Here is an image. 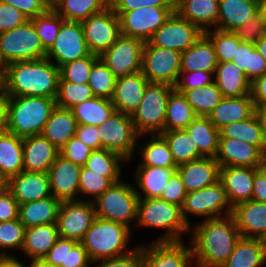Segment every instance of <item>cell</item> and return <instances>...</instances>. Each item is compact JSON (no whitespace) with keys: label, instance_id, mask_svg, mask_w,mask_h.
<instances>
[{"label":"cell","instance_id":"cell-1","mask_svg":"<svg viewBox=\"0 0 266 267\" xmlns=\"http://www.w3.org/2000/svg\"><path fill=\"white\" fill-rule=\"evenodd\" d=\"M190 230L196 267H221L241 238L232 215L204 220Z\"/></svg>","mask_w":266,"mask_h":267},{"label":"cell","instance_id":"cell-2","mask_svg":"<svg viewBox=\"0 0 266 267\" xmlns=\"http://www.w3.org/2000/svg\"><path fill=\"white\" fill-rule=\"evenodd\" d=\"M60 68L47 58L6 65L7 97L36 96L56 99Z\"/></svg>","mask_w":266,"mask_h":267},{"label":"cell","instance_id":"cell-3","mask_svg":"<svg viewBox=\"0 0 266 267\" xmlns=\"http://www.w3.org/2000/svg\"><path fill=\"white\" fill-rule=\"evenodd\" d=\"M55 107L53 98L7 97V131L20 138L39 135Z\"/></svg>","mask_w":266,"mask_h":267},{"label":"cell","instance_id":"cell-4","mask_svg":"<svg viewBox=\"0 0 266 267\" xmlns=\"http://www.w3.org/2000/svg\"><path fill=\"white\" fill-rule=\"evenodd\" d=\"M136 225L164 228L165 234L155 241H181L182 233H190V227L184 221L180 206L155 198H139Z\"/></svg>","mask_w":266,"mask_h":267},{"label":"cell","instance_id":"cell-5","mask_svg":"<svg viewBox=\"0 0 266 267\" xmlns=\"http://www.w3.org/2000/svg\"><path fill=\"white\" fill-rule=\"evenodd\" d=\"M130 236V228L127 226L96 217L81 244L87 250L90 260L95 263L130 252L132 249L126 250Z\"/></svg>","mask_w":266,"mask_h":267},{"label":"cell","instance_id":"cell-6","mask_svg":"<svg viewBox=\"0 0 266 267\" xmlns=\"http://www.w3.org/2000/svg\"><path fill=\"white\" fill-rule=\"evenodd\" d=\"M139 196L137 189L123 181L112 184L93 203L96 217L121 223L131 229L136 221Z\"/></svg>","mask_w":266,"mask_h":267},{"label":"cell","instance_id":"cell-7","mask_svg":"<svg viewBox=\"0 0 266 267\" xmlns=\"http://www.w3.org/2000/svg\"><path fill=\"white\" fill-rule=\"evenodd\" d=\"M174 87L165 83H149L142 101L131 115L137 133L161 134L164 132L167 102Z\"/></svg>","mask_w":266,"mask_h":267},{"label":"cell","instance_id":"cell-8","mask_svg":"<svg viewBox=\"0 0 266 267\" xmlns=\"http://www.w3.org/2000/svg\"><path fill=\"white\" fill-rule=\"evenodd\" d=\"M41 58H46V51L31 19L10 31L0 33V59L5 66L16 61Z\"/></svg>","mask_w":266,"mask_h":267},{"label":"cell","instance_id":"cell-9","mask_svg":"<svg viewBox=\"0 0 266 267\" xmlns=\"http://www.w3.org/2000/svg\"><path fill=\"white\" fill-rule=\"evenodd\" d=\"M101 149L119 154L126 161L134 155L140 136L131 115L115 111L101 126H98Z\"/></svg>","mask_w":266,"mask_h":267},{"label":"cell","instance_id":"cell-10","mask_svg":"<svg viewBox=\"0 0 266 267\" xmlns=\"http://www.w3.org/2000/svg\"><path fill=\"white\" fill-rule=\"evenodd\" d=\"M181 209L184 221L190 227L191 223L187 217L189 213L191 215L204 216L206 217L205 220H208L232 215L233 211L220 180L206 188L187 193ZM222 214L224 215L221 216Z\"/></svg>","mask_w":266,"mask_h":267},{"label":"cell","instance_id":"cell-11","mask_svg":"<svg viewBox=\"0 0 266 267\" xmlns=\"http://www.w3.org/2000/svg\"><path fill=\"white\" fill-rule=\"evenodd\" d=\"M119 18L121 34L148 42L154 32L174 12V7H140L132 11H114Z\"/></svg>","mask_w":266,"mask_h":267},{"label":"cell","instance_id":"cell-12","mask_svg":"<svg viewBox=\"0 0 266 267\" xmlns=\"http://www.w3.org/2000/svg\"><path fill=\"white\" fill-rule=\"evenodd\" d=\"M141 72L150 83L174 86L181 72V53L145 42Z\"/></svg>","mask_w":266,"mask_h":267},{"label":"cell","instance_id":"cell-13","mask_svg":"<svg viewBox=\"0 0 266 267\" xmlns=\"http://www.w3.org/2000/svg\"><path fill=\"white\" fill-rule=\"evenodd\" d=\"M96 218L93 201H61L57 215L59 237L81 242Z\"/></svg>","mask_w":266,"mask_h":267},{"label":"cell","instance_id":"cell-14","mask_svg":"<svg viewBox=\"0 0 266 267\" xmlns=\"http://www.w3.org/2000/svg\"><path fill=\"white\" fill-rule=\"evenodd\" d=\"M84 38L91 54L100 56L121 35L119 18L111 6L81 21Z\"/></svg>","mask_w":266,"mask_h":267},{"label":"cell","instance_id":"cell-15","mask_svg":"<svg viewBox=\"0 0 266 267\" xmlns=\"http://www.w3.org/2000/svg\"><path fill=\"white\" fill-rule=\"evenodd\" d=\"M144 42L140 39L120 35L116 42L99 58L118 77L141 71Z\"/></svg>","mask_w":266,"mask_h":267},{"label":"cell","instance_id":"cell-16","mask_svg":"<svg viewBox=\"0 0 266 267\" xmlns=\"http://www.w3.org/2000/svg\"><path fill=\"white\" fill-rule=\"evenodd\" d=\"M90 54L87 47L81 22L64 20L56 40L46 52V58L56 61L60 68L65 63L75 61Z\"/></svg>","mask_w":266,"mask_h":267},{"label":"cell","instance_id":"cell-17","mask_svg":"<svg viewBox=\"0 0 266 267\" xmlns=\"http://www.w3.org/2000/svg\"><path fill=\"white\" fill-rule=\"evenodd\" d=\"M202 32L195 24L179 16L175 11L149 39L153 46L186 51L201 37Z\"/></svg>","mask_w":266,"mask_h":267},{"label":"cell","instance_id":"cell-18","mask_svg":"<svg viewBox=\"0 0 266 267\" xmlns=\"http://www.w3.org/2000/svg\"><path fill=\"white\" fill-rule=\"evenodd\" d=\"M184 241H154L143 248V267H189L194 263L192 247Z\"/></svg>","mask_w":266,"mask_h":267},{"label":"cell","instance_id":"cell-19","mask_svg":"<svg viewBox=\"0 0 266 267\" xmlns=\"http://www.w3.org/2000/svg\"><path fill=\"white\" fill-rule=\"evenodd\" d=\"M215 159L220 167L263 168L266 166V154L259 147L239 139L219 138L218 153Z\"/></svg>","mask_w":266,"mask_h":267},{"label":"cell","instance_id":"cell-20","mask_svg":"<svg viewBox=\"0 0 266 267\" xmlns=\"http://www.w3.org/2000/svg\"><path fill=\"white\" fill-rule=\"evenodd\" d=\"M81 169L82 166L59 155L48 170L51 194L60 201L78 200Z\"/></svg>","mask_w":266,"mask_h":267},{"label":"cell","instance_id":"cell-21","mask_svg":"<svg viewBox=\"0 0 266 267\" xmlns=\"http://www.w3.org/2000/svg\"><path fill=\"white\" fill-rule=\"evenodd\" d=\"M187 193L206 188L220 179V165L214 157H202L177 167Z\"/></svg>","mask_w":266,"mask_h":267},{"label":"cell","instance_id":"cell-22","mask_svg":"<svg viewBox=\"0 0 266 267\" xmlns=\"http://www.w3.org/2000/svg\"><path fill=\"white\" fill-rule=\"evenodd\" d=\"M260 168L230 166L220 167V181L231 206L252 200L255 173Z\"/></svg>","mask_w":266,"mask_h":267},{"label":"cell","instance_id":"cell-23","mask_svg":"<svg viewBox=\"0 0 266 267\" xmlns=\"http://www.w3.org/2000/svg\"><path fill=\"white\" fill-rule=\"evenodd\" d=\"M149 83L141 71L118 77L111 99L116 111L132 115L140 105Z\"/></svg>","mask_w":266,"mask_h":267},{"label":"cell","instance_id":"cell-24","mask_svg":"<svg viewBox=\"0 0 266 267\" xmlns=\"http://www.w3.org/2000/svg\"><path fill=\"white\" fill-rule=\"evenodd\" d=\"M232 216L241 237L266 240V203L254 200L238 203Z\"/></svg>","mask_w":266,"mask_h":267},{"label":"cell","instance_id":"cell-25","mask_svg":"<svg viewBox=\"0 0 266 267\" xmlns=\"http://www.w3.org/2000/svg\"><path fill=\"white\" fill-rule=\"evenodd\" d=\"M8 191L20 204L52 196L48 173L21 171L8 179Z\"/></svg>","mask_w":266,"mask_h":267},{"label":"cell","instance_id":"cell-26","mask_svg":"<svg viewBox=\"0 0 266 267\" xmlns=\"http://www.w3.org/2000/svg\"><path fill=\"white\" fill-rule=\"evenodd\" d=\"M59 149L41 134L23 138V171L48 173Z\"/></svg>","mask_w":266,"mask_h":267},{"label":"cell","instance_id":"cell-27","mask_svg":"<svg viewBox=\"0 0 266 267\" xmlns=\"http://www.w3.org/2000/svg\"><path fill=\"white\" fill-rule=\"evenodd\" d=\"M174 11L202 32L210 30V26L217 29L219 0H175Z\"/></svg>","mask_w":266,"mask_h":267},{"label":"cell","instance_id":"cell-28","mask_svg":"<svg viewBox=\"0 0 266 267\" xmlns=\"http://www.w3.org/2000/svg\"><path fill=\"white\" fill-rule=\"evenodd\" d=\"M255 113L251 94L247 96L223 97L209 115L211 123L219 130L230 123L246 120Z\"/></svg>","mask_w":266,"mask_h":267},{"label":"cell","instance_id":"cell-29","mask_svg":"<svg viewBox=\"0 0 266 267\" xmlns=\"http://www.w3.org/2000/svg\"><path fill=\"white\" fill-rule=\"evenodd\" d=\"M217 65L214 46L204 33L194 45L181 53V72L214 73Z\"/></svg>","mask_w":266,"mask_h":267},{"label":"cell","instance_id":"cell-30","mask_svg":"<svg viewBox=\"0 0 266 267\" xmlns=\"http://www.w3.org/2000/svg\"><path fill=\"white\" fill-rule=\"evenodd\" d=\"M258 11V0H219L217 29L233 32Z\"/></svg>","mask_w":266,"mask_h":267},{"label":"cell","instance_id":"cell-31","mask_svg":"<svg viewBox=\"0 0 266 267\" xmlns=\"http://www.w3.org/2000/svg\"><path fill=\"white\" fill-rule=\"evenodd\" d=\"M77 122L71 109L55 107L41 133L51 144L61 149L76 135Z\"/></svg>","mask_w":266,"mask_h":267},{"label":"cell","instance_id":"cell-32","mask_svg":"<svg viewBox=\"0 0 266 267\" xmlns=\"http://www.w3.org/2000/svg\"><path fill=\"white\" fill-rule=\"evenodd\" d=\"M214 77L223 97L247 96L251 92V82L233 62L218 63Z\"/></svg>","mask_w":266,"mask_h":267},{"label":"cell","instance_id":"cell-33","mask_svg":"<svg viewBox=\"0 0 266 267\" xmlns=\"http://www.w3.org/2000/svg\"><path fill=\"white\" fill-rule=\"evenodd\" d=\"M266 262V240L241 237L221 267H261Z\"/></svg>","mask_w":266,"mask_h":267},{"label":"cell","instance_id":"cell-34","mask_svg":"<svg viewBox=\"0 0 266 267\" xmlns=\"http://www.w3.org/2000/svg\"><path fill=\"white\" fill-rule=\"evenodd\" d=\"M60 203L61 201L52 195L20 204L19 220L26 228L56 223Z\"/></svg>","mask_w":266,"mask_h":267},{"label":"cell","instance_id":"cell-35","mask_svg":"<svg viewBox=\"0 0 266 267\" xmlns=\"http://www.w3.org/2000/svg\"><path fill=\"white\" fill-rule=\"evenodd\" d=\"M59 238L56 223L26 228L21 249L30 260L43 259Z\"/></svg>","mask_w":266,"mask_h":267},{"label":"cell","instance_id":"cell-36","mask_svg":"<svg viewBox=\"0 0 266 267\" xmlns=\"http://www.w3.org/2000/svg\"><path fill=\"white\" fill-rule=\"evenodd\" d=\"M23 171V138L5 131L0 134V172L8 179Z\"/></svg>","mask_w":266,"mask_h":267},{"label":"cell","instance_id":"cell-37","mask_svg":"<svg viewBox=\"0 0 266 267\" xmlns=\"http://www.w3.org/2000/svg\"><path fill=\"white\" fill-rule=\"evenodd\" d=\"M185 130L197 144L199 152L204 157H216L220 135L219 130L211 123L209 117L197 116Z\"/></svg>","mask_w":266,"mask_h":267},{"label":"cell","instance_id":"cell-38","mask_svg":"<svg viewBox=\"0 0 266 267\" xmlns=\"http://www.w3.org/2000/svg\"><path fill=\"white\" fill-rule=\"evenodd\" d=\"M77 125L101 126L116 111L112 101L106 98L92 97L72 109Z\"/></svg>","mask_w":266,"mask_h":267},{"label":"cell","instance_id":"cell-39","mask_svg":"<svg viewBox=\"0 0 266 267\" xmlns=\"http://www.w3.org/2000/svg\"><path fill=\"white\" fill-rule=\"evenodd\" d=\"M135 172L136 182L139 189H142L144 195L137 191L139 198L160 197L164 187L177 169L138 166Z\"/></svg>","mask_w":266,"mask_h":267},{"label":"cell","instance_id":"cell-40","mask_svg":"<svg viewBox=\"0 0 266 267\" xmlns=\"http://www.w3.org/2000/svg\"><path fill=\"white\" fill-rule=\"evenodd\" d=\"M110 6V0H54L51 7L68 21L81 22Z\"/></svg>","mask_w":266,"mask_h":267},{"label":"cell","instance_id":"cell-41","mask_svg":"<svg viewBox=\"0 0 266 267\" xmlns=\"http://www.w3.org/2000/svg\"><path fill=\"white\" fill-rule=\"evenodd\" d=\"M220 138L239 139L259 147L266 154L260 122L254 113L250 118L230 123L219 129Z\"/></svg>","mask_w":266,"mask_h":267},{"label":"cell","instance_id":"cell-42","mask_svg":"<svg viewBox=\"0 0 266 267\" xmlns=\"http://www.w3.org/2000/svg\"><path fill=\"white\" fill-rule=\"evenodd\" d=\"M196 117L186 97L174 90L167 102L164 132L185 129Z\"/></svg>","mask_w":266,"mask_h":267},{"label":"cell","instance_id":"cell-43","mask_svg":"<svg viewBox=\"0 0 266 267\" xmlns=\"http://www.w3.org/2000/svg\"><path fill=\"white\" fill-rule=\"evenodd\" d=\"M177 166L204 157L185 129L162 132Z\"/></svg>","mask_w":266,"mask_h":267},{"label":"cell","instance_id":"cell-44","mask_svg":"<svg viewBox=\"0 0 266 267\" xmlns=\"http://www.w3.org/2000/svg\"><path fill=\"white\" fill-rule=\"evenodd\" d=\"M137 146L144 160L138 166L177 169L178 166L174 162L169 145L161 134H151V140L145 144V147Z\"/></svg>","mask_w":266,"mask_h":267},{"label":"cell","instance_id":"cell-45","mask_svg":"<svg viewBox=\"0 0 266 267\" xmlns=\"http://www.w3.org/2000/svg\"><path fill=\"white\" fill-rule=\"evenodd\" d=\"M177 92L182 93L186 97L195 115L202 117H209L214 108L223 99L222 93L215 82L202 88Z\"/></svg>","mask_w":266,"mask_h":267},{"label":"cell","instance_id":"cell-46","mask_svg":"<svg viewBox=\"0 0 266 267\" xmlns=\"http://www.w3.org/2000/svg\"><path fill=\"white\" fill-rule=\"evenodd\" d=\"M232 62L246 74L251 83L266 73V61L252 43L241 42Z\"/></svg>","mask_w":266,"mask_h":267},{"label":"cell","instance_id":"cell-47","mask_svg":"<svg viewBox=\"0 0 266 267\" xmlns=\"http://www.w3.org/2000/svg\"><path fill=\"white\" fill-rule=\"evenodd\" d=\"M121 173H97L82 166L79 177V193L90 195L94 201L112 184L119 182Z\"/></svg>","mask_w":266,"mask_h":267},{"label":"cell","instance_id":"cell-48","mask_svg":"<svg viewBox=\"0 0 266 267\" xmlns=\"http://www.w3.org/2000/svg\"><path fill=\"white\" fill-rule=\"evenodd\" d=\"M64 19L50 7L45 13L31 18V22L40 38L43 49L47 52L58 35Z\"/></svg>","mask_w":266,"mask_h":267},{"label":"cell","instance_id":"cell-49","mask_svg":"<svg viewBox=\"0 0 266 267\" xmlns=\"http://www.w3.org/2000/svg\"><path fill=\"white\" fill-rule=\"evenodd\" d=\"M94 97L88 83L75 84L59 79L58 93L55 99L56 106L63 109H72L74 106Z\"/></svg>","mask_w":266,"mask_h":267},{"label":"cell","instance_id":"cell-50","mask_svg":"<svg viewBox=\"0 0 266 267\" xmlns=\"http://www.w3.org/2000/svg\"><path fill=\"white\" fill-rule=\"evenodd\" d=\"M116 76L100 58L93 64L88 85L94 96L112 99L116 84Z\"/></svg>","mask_w":266,"mask_h":267},{"label":"cell","instance_id":"cell-51","mask_svg":"<svg viewBox=\"0 0 266 267\" xmlns=\"http://www.w3.org/2000/svg\"><path fill=\"white\" fill-rule=\"evenodd\" d=\"M204 34L211 40L218 63L232 62L235 58L236 48L242 42L233 32L208 30Z\"/></svg>","mask_w":266,"mask_h":267},{"label":"cell","instance_id":"cell-52","mask_svg":"<svg viewBox=\"0 0 266 267\" xmlns=\"http://www.w3.org/2000/svg\"><path fill=\"white\" fill-rule=\"evenodd\" d=\"M98 59L99 56L90 53L86 57L65 63L60 67V77L75 84L88 83L92 66Z\"/></svg>","mask_w":266,"mask_h":267},{"label":"cell","instance_id":"cell-53","mask_svg":"<svg viewBox=\"0 0 266 267\" xmlns=\"http://www.w3.org/2000/svg\"><path fill=\"white\" fill-rule=\"evenodd\" d=\"M25 230L26 227L19 218L11 221L0 222V250H4L0 252V256H11L5 252L7 248L9 250L12 248L15 250L18 248L19 250L22 249Z\"/></svg>","mask_w":266,"mask_h":267},{"label":"cell","instance_id":"cell-54","mask_svg":"<svg viewBox=\"0 0 266 267\" xmlns=\"http://www.w3.org/2000/svg\"><path fill=\"white\" fill-rule=\"evenodd\" d=\"M124 161L126 160L115 152L99 149L91 152L84 167L97 173H121L119 164Z\"/></svg>","mask_w":266,"mask_h":267},{"label":"cell","instance_id":"cell-55","mask_svg":"<svg viewBox=\"0 0 266 267\" xmlns=\"http://www.w3.org/2000/svg\"><path fill=\"white\" fill-rule=\"evenodd\" d=\"M233 33L242 41L246 43L255 44L261 37L266 35V26L262 17L257 11L250 17L247 24H243L237 28Z\"/></svg>","mask_w":266,"mask_h":267},{"label":"cell","instance_id":"cell-56","mask_svg":"<svg viewBox=\"0 0 266 267\" xmlns=\"http://www.w3.org/2000/svg\"><path fill=\"white\" fill-rule=\"evenodd\" d=\"M212 75H214V73L203 71L180 72L178 79L173 86L174 90L189 91L195 88H202L204 86L211 85L214 82V80H212L214 76Z\"/></svg>","mask_w":266,"mask_h":267},{"label":"cell","instance_id":"cell-57","mask_svg":"<svg viewBox=\"0 0 266 267\" xmlns=\"http://www.w3.org/2000/svg\"><path fill=\"white\" fill-rule=\"evenodd\" d=\"M92 151V148L85 145L76 136H73L61 149H59L60 155L63 158L80 166L85 165Z\"/></svg>","mask_w":266,"mask_h":267},{"label":"cell","instance_id":"cell-58","mask_svg":"<svg viewBox=\"0 0 266 267\" xmlns=\"http://www.w3.org/2000/svg\"><path fill=\"white\" fill-rule=\"evenodd\" d=\"M99 262L97 267H143V248L139 245L124 255L99 260Z\"/></svg>","mask_w":266,"mask_h":267},{"label":"cell","instance_id":"cell-59","mask_svg":"<svg viewBox=\"0 0 266 267\" xmlns=\"http://www.w3.org/2000/svg\"><path fill=\"white\" fill-rule=\"evenodd\" d=\"M186 195L187 191L184 183L182 182L181 176L176 171L167 182L159 198L182 207Z\"/></svg>","mask_w":266,"mask_h":267},{"label":"cell","instance_id":"cell-60","mask_svg":"<svg viewBox=\"0 0 266 267\" xmlns=\"http://www.w3.org/2000/svg\"><path fill=\"white\" fill-rule=\"evenodd\" d=\"M28 20L16 7L0 2V33L10 31Z\"/></svg>","mask_w":266,"mask_h":267},{"label":"cell","instance_id":"cell-61","mask_svg":"<svg viewBox=\"0 0 266 267\" xmlns=\"http://www.w3.org/2000/svg\"><path fill=\"white\" fill-rule=\"evenodd\" d=\"M92 263L81 242L67 238L66 266L60 267H89Z\"/></svg>","mask_w":266,"mask_h":267},{"label":"cell","instance_id":"cell-62","mask_svg":"<svg viewBox=\"0 0 266 267\" xmlns=\"http://www.w3.org/2000/svg\"><path fill=\"white\" fill-rule=\"evenodd\" d=\"M0 2L16 7L28 19L45 13L51 7L48 0H0Z\"/></svg>","mask_w":266,"mask_h":267},{"label":"cell","instance_id":"cell-63","mask_svg":"<svg viewBox=\"0 0 266 267\" xmlns=\"http://www.w3.org/2000/svg\"><path fill=\"white\" fill-rule=\"evenodd\" d=\"M175 0H110L114 11H132L140 7H174Z\"/></svg>","mask_w":266,"mask_h":267},{"label":"cell","instance_id":"cell-64","mask_svg":"<svg viewBox=\"0 0 266 267\" xmlns=\"http://www.w3.org/2000/svg\"><path fill=\"white\" fill-rule=\"evenodd\" d=\"M19 218V203L7 190L0 194V222Z\"/></svg>","mask_w":266,"mask_h":267},{"label":"cell","instance_id":"cell-65","mask_svg":"<svg viewBox=\"0 0 266 267\" xmlns=\"http://www.w3.org/2000/svg\"><path fill=\"white\" fill-rule=\"evenodd\" d=\"M66 257L67 238L59 237L43 259L56 267H60L66 266Z\"/></svg>","mask_w":266,"mask_h":267},{"label":"cell","instance_id":"cell-66","mask_svg":"<svg viewBox=\"0 0 266 267\" xmlns=\"http://www.w3.org/2000/svg\"><path fill=\"white\" fill-rule=\"evenodd\" d=\"M75 136L93 150L101 149V142L97 126L77 125Z\"/></svg>","mask_w":266,"mask_h":267},{"label":"cell","instance_id":"cell-67","mask_svg":"<svg viewBox=\"0 0 266 267\" xmlns=\"http://www.w3.org/2000/svg\"><path fill=\"white\" fill-rule=\"evenodd\" d=\"M252 200L266 203V166L255 173Z\"/></svg>","mask_w":266,"mask_h":267},{"label":"cell","instance_id":"cell-68","mask_svg":"<svg viewBox=\"0 0 266 267\" xmlns=\"http://www.w3.org/2000/svg\"><path fill=\"white\" fill-rule=\"evenodd\" d=\"M250 94L255 107L266 106V73L251 83Z\"/></svg>","mask_w":266,"mask_h":267},{"label":"cell","instance_id":"cell-69","mask_svg":"<svg viewBox=\"0 0 266 267\" xmlns=\"http://www.w3.org/2000/svg\"><path fill=\"white\" fill-rule=\"evenodd\" d=\"M7 131V96H0V134Z\"/></svg>","mask_w":266,"mask_h":267},{"label":"cell","instance_id":"cell-70","mask_svg":"<svg viewBox=\"0 0 266 267\" xmlns=\"http://www.w3.org/2000/svg\"><path fill=\"white\" fill-rule=\"evenodd\" d=\"M255 114L260 122L263 139L266 145V106L255 107Z\"/></svg>","mask_w":266,"mask_h":267},{"label":"cell","instance_id":"cell-71","mask_svg":"<svg viewBox=\"0 0 266 267\" xmlns=\"http://www.w3.org/2000/svg\"><path fill=\"white\" fill-rule=\"evenodd\" d=\"M0 267H29L21 263L15 256H0Z\"/></svg>","mask_w":266,"mask_h":267},{"label":"cell","instance_id":"cell-72","mask_svg":"<svg viewBox=\"0 0 266 267\" xmlns=\"http://www.w3.org/2000/svg\"><path fill=\"white\" fill-rule=\"evenodd\" d=\"M0 96H7V93H6V66H0Z\"/></svg>","mask_w":266,"mask_h":267},{"label":"cell","instance_id":"cell-73","mask_svg":"<svg viewBox=\"0 0 266 267\" xmlns=\"http://www.w3.org/2000/svg\"><path fill=\"white\" fill-rule=\"evenodd\" d=\"M255 47L266 61V35L261 37L256 43Z\"/></svg>","mask_w":266,"mask_h":267},{"label":"cell","instance_id":"cell-74","mask_svg":"<svg viewBox=\"0 0 266 267\" xmlns=\"http://www.w3.org/2000/svg\"><path fill=\"white\" fill-rule=\"evenodd\" d=\"M29 267H56L50 263H48L45 259H34L31 260Z\"/></svg>","mask_w":266,"mask_h":267},{"label":"cell","instance_id":"cell-75","mask_svg":"<svg viewBox=\"0 0 266 267\" xmlns=\"http://www.w3.org/2000/svg\"><path fill=\"white\" fill-rule=\"evenodd\" d=\"M258 11L262 17V20L266 26V0H258Z\"/></svg>","mask_w":266,"mask_h":267},{"label":"cell","instance_id":"cell-76","mask_svg":"<svg viewBox=\"0 0 266 267\" xmlns=\"http://www.w3.org/2000/svg\"><path fill=\"white\" fill-rule=\"evenodd\" d=\"M8 190V178L0 172V194Z\"/></svg>","mask_w":266,"mask_h":267},{"label":"cell","instance_id":"cell-77","mask_svg":"<svg viewBox=\"0 0 266 267\" xmlns=\"http://www.w3.org/2000/svg\"><path fill=\"white\" fill-rule=\"evenodd\" d=\"M0 66H5V65L2 63L1 59H0Z\"/></svg>","mask_w":266,"mask_h":267}]
</instances>
